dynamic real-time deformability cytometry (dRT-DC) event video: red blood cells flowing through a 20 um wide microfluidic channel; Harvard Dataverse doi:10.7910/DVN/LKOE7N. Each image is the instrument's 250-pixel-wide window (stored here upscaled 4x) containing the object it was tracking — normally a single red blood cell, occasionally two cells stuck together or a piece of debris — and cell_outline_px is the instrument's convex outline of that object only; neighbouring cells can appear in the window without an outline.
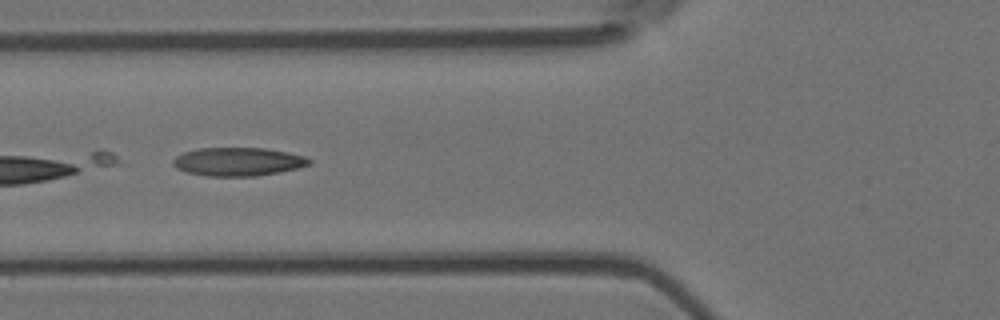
{"species": "Egyptian fruit bat (a non-hibernating species)", "species_latin": "Rousettus aegyptiacus", "temperature_condition": "room temperature", "stored_images_in_passage": 4, "camera_frame_rate_fps": 3000, "um_per_image_px": 0.085, "animal": {"sex": "female"}, "frame": {"image": 1, "passage_image": 2, "time_ms": 0.333, "image_size_px": [1000, 320], "cell_outline_px": [[312, 164], [280, 172], [256, 176], [204, 176], [188, 172], [176, 168], [172, 164], [172, 160], [176, 156], [184, 152], [200, 148], [264, 148], [304, 156], [312, 160]], "centroid_in_image_um": [20.22, 13.75], "position_along_channel_um": 105.6, "area_um2": 22.48}}
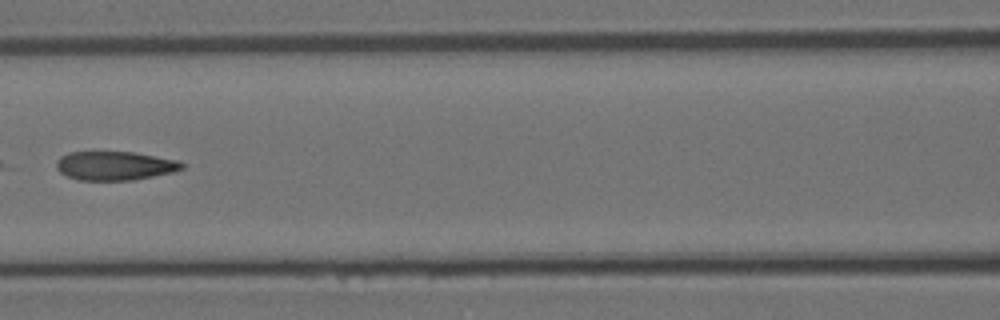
{"frame": {"image": 2, "passage_image": 3, "time_ms": 0.667, "image_size_px": [1000, 320], "cell_outline_px": [[188, 164], [184, 168], [172, 172], [132, 180], [80, 180], [68, 176], [60, 172], [56, 168], [56, 160], [60, 156], [68, 152], [132, 152], [180, 160]], "centroid_in_image_um": [9.78, 14.08], "position_along_channel_um": 156.8, "area_um2": 21.21}}
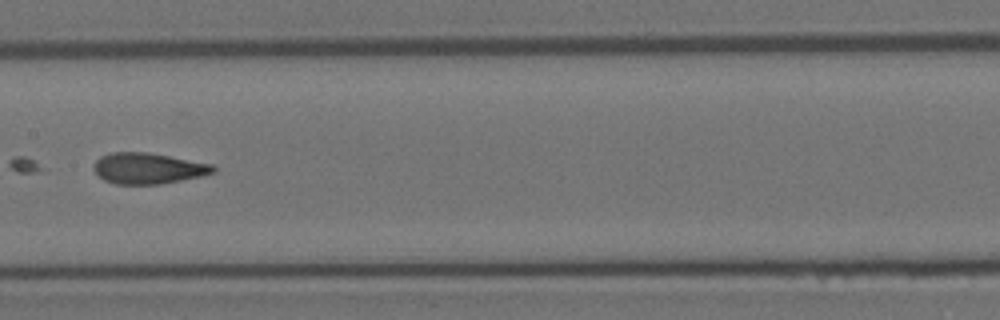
{"frame": {"image": 3, "passage_image": 4, "time_ms": 1.0, "image_size_px": [1000, 320], "cell_outline_px": [[216, 172], [200, 176], [160, 184], [116, 184], [104, 180], [92, 168], [96, 160], [100, 156], [112, 152], [148, 152], [212, 164], [216, 168]], "centroid_in_image_um": [12.57, 14.3], "position_along_channel_um": 194.8, "area_um2": 21.44}}